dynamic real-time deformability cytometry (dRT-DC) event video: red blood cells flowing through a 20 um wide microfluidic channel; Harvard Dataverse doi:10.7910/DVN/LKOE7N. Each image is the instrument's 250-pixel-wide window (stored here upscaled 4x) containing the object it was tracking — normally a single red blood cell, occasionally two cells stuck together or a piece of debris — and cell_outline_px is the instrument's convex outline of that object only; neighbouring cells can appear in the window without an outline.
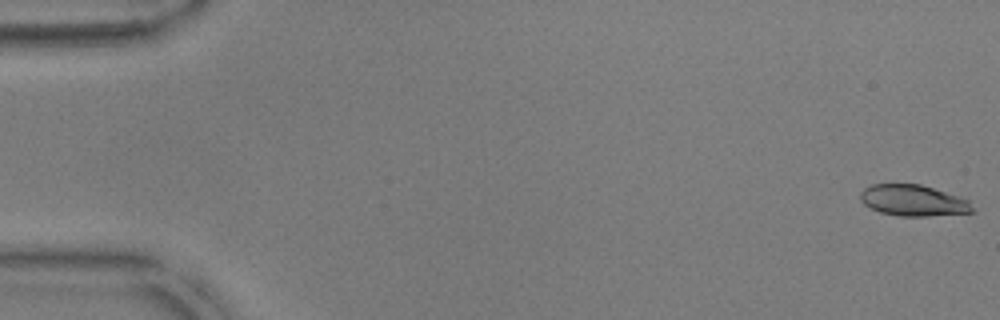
{"species": "common noctule bat (a hibernating species)", "species_latin": "Nyctalus noctula", "temperature_condition": "warm", "stored_images_in_passage": 53, "camera_frame_rate_fps": 3000, "um_per_image_px": 0.085, "animal": {"sex": "male", "body_mass_g": 17.9, "forearm_length_mm": 54.2}, "frame": {"image": 1, "passage_image": 1, "time_ms": 0.0, "image_size_px": [1000, 320], "cell_outline_px": [[976, 212], [928, 216], [900, 216], [880, 212], [864, 204], [860, 200], [860, 192], [864, 188], [872, 184], [920, 184], [960, 196], [968, 200]], "centroid_in_image_um": [77.64, 17.04], "position_along_channel_um": 7.4, "area_um2": 20.4}}
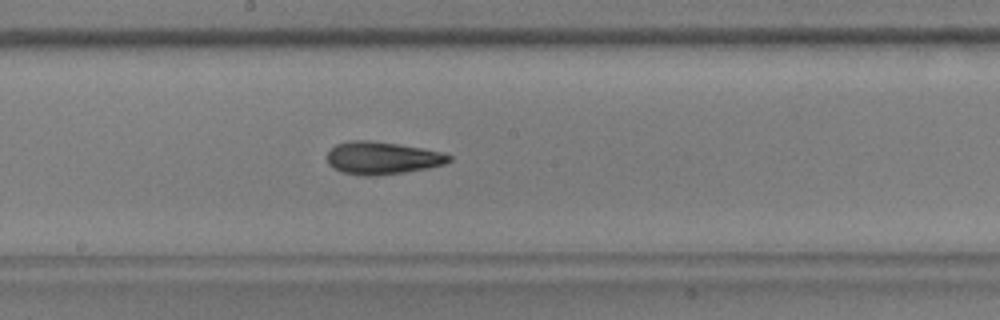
{"frame": {"image": 2, "passage_image": 29, "time_ms": 9.333, "image_size_px": [1000, 320], "cell_outline_px": [[452, 160], [444, 164], [428, 168], [404, 172], [372, 176], [364, 176], [344, 172], [332, 168], [328, 164], [328, 152], [336, 144], [352, 140], [368, 140], [396, 144], [420, 148], [440, 152], [452, 156]], "centroid_in_image_um": [32.47, 13.43], "position_along_channel_um": 215.7, "area_um2": 22.89}}
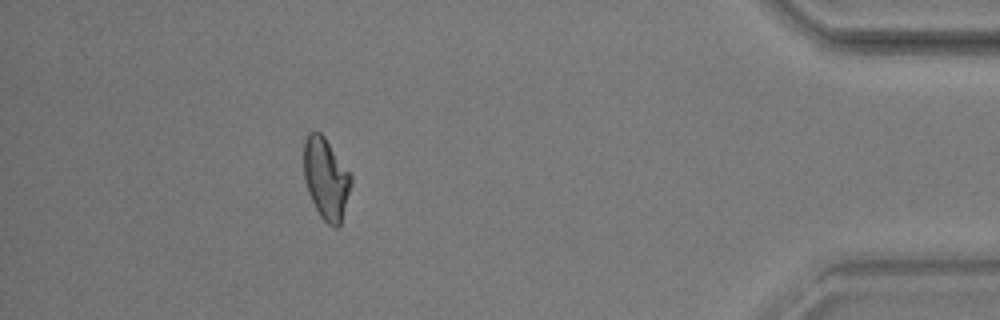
{"frame": {"image": 3, "passage_image": 48, "time_ms": 15.667, "image_size_px": [1000, 320], "cell_outline_px": [[352, 184], [340, 224], [336, 228], [328, 224], [320, 216], [308, 192], [304, 180], [304, 140], [308, 132], [320, 132], [324, 136], [352, 176]], "centroid_in_image_um": [27.7, 15.17], "position_along_channel_um": 407.5, "area_um2": 22.25}, "authors_computed_cell_mechanics": {"area_um2": 22.4842, "velocity_mm_per_s": 3.8103, "shape_relaxation_time_tau1_ms": 4.512, "shape_relaxation_time_tau2_ms": 2.4555, "deformation_change_tau1": 0.1586, "deformation_change_tau2": 0.1}}